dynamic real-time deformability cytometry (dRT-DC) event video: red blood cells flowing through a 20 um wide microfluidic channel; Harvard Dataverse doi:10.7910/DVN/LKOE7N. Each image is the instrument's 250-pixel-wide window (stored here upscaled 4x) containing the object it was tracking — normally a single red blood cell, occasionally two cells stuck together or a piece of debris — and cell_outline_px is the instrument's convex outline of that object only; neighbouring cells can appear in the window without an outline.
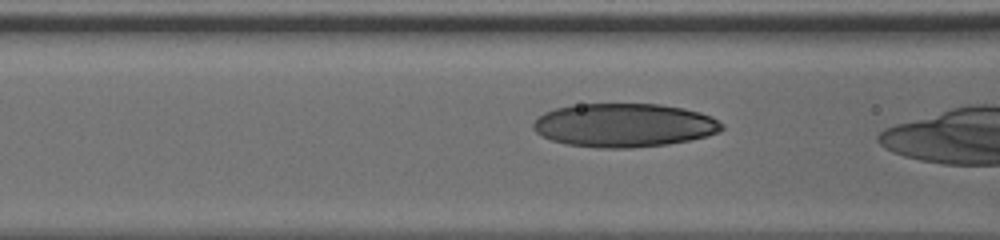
{"species": "human", "species_latin": "Homo sapiens", "temperature_condition": "cold", "stored_images_in_passage": 9, "camera_frame_rate_fps": 3000, "um_per_image_px": 0.085, "donor": {"sex": "male"}, "frame": {"image": 1, "passage_image": 3, "time_ms": 0.667, "image_size_px": [1000, 240], "cell_outline_px": [[724, 128], [720, 132], [708, 136], [668, 144], [628, 148], [596, 148], [564, 144], [552, 140], [536, 132], [532, 128], [532, 124], [544, 112], [556, 108], [580, 104], [660, 104], [684, 108], [700, 112], [712, 116], [724, 124]], "centroid_in_image_um": [53.08, 10.64], "position_along_channel_um": 113.5, "area_um2": 48.15}}
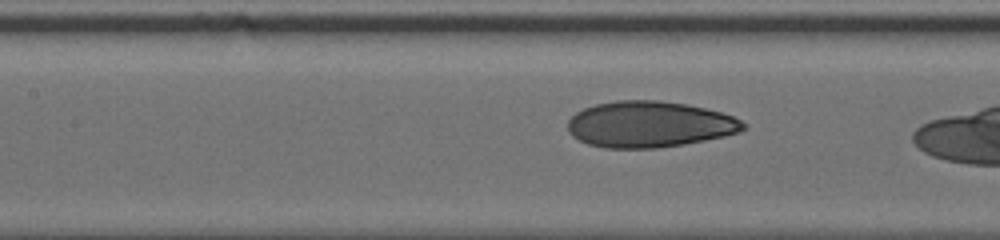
{"frame": {"image": 2, "passage_image": 6, "time_ms": 1.667, "image_size_px": [1000, 240], "cell_outline_px": [[744, 128], [740, 132], [724, 136], [684, 144], [656, 148], [604, 148], [588, 144], [572, 136], [568, 132], [568, 120], [576, 112], [584, 108], [596, 104], [616, 100], [660, 100], [688, 104], [720, 112], [732, 116], [740, 120], [744, 124]], "centroid_in_image_um": [55.17, 10.56], "position_along_channel_um": 152.2, "area_um2": 47.16}}